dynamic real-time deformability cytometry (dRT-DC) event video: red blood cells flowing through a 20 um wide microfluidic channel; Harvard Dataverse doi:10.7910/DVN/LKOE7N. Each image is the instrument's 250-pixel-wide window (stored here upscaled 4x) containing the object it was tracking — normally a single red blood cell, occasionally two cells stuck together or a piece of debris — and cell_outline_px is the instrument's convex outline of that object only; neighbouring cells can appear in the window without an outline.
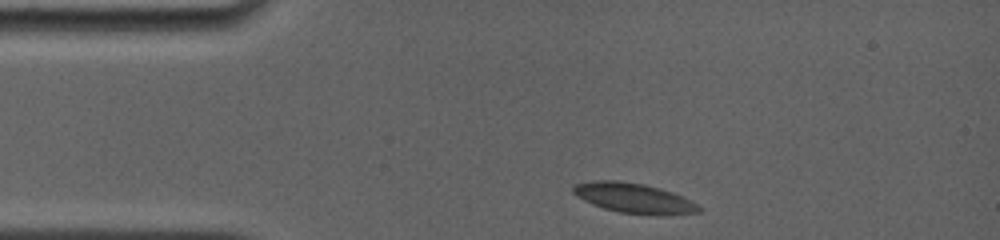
{"species": "common noctule bat (a hibernating species)", "species_latin": "Nyctalus noctula", "temperature_condition": "room temperature", "stored_images_in_passage": 28, "camera_frame_rate_fps": 4000, "um_per_image_px": 0.085, "animal": {"sex": "female", "body_mass_g": 19.0, "forearm_length_mm": 56.7}, "frame": {"image": 1, "passage_image": 1, "time_ms": 0.0, "image_size_px": [1000, 240], "cell_outline_px": [[700, 212], [620, 212], [604, 208], [584, 200], [576, 196], [572, 192], [572, 188], [576, 184], [596, 180], [616, 180], [644, 184], [660, 188], [672, 192], [696, 204], [700, 208]], "centroid_in_image_um": [53.74, 16.77], "position_along_channel_um": 31.3, "area_um2": 20.58}}
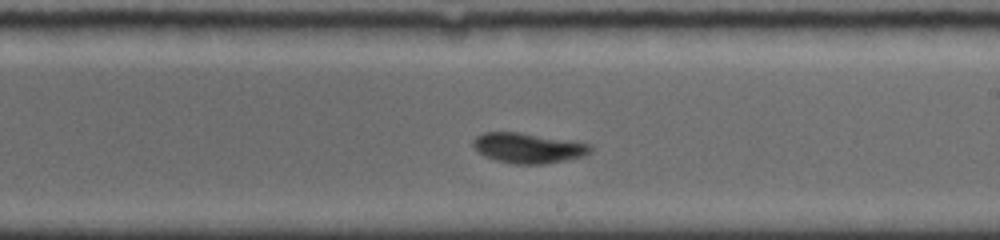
{"frame": {"image": 2, "passage_image": 16, "time_ms": 6.75, "image_size_px": [1000, 240], "cell_outline_px": [[592, 152], [584, 156], [544, 164], [516, 164], [496, 160], [484, 156], [472, 144], [472, 140], [476, 136], [484, 132], [520, 132], [568, 140], [588, 144], [592, 148]], "centroid_in_image_um": [44.88, 12.57], "position_along_channel_um": 244.1, "area_um2": 20.46}}
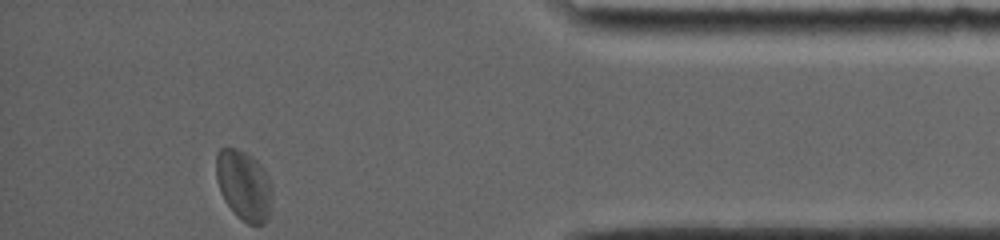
{"frame": {"image": 3, "passage_image": 28, "time_ms": 12.0, "image_size_px": [1000, 240], "cell_outline_px": [[272, 192], [268, 216], [264, 224], [248, 224], [236, 216], [224, 200], [220, 192], [216, 176], [216, 152], [220, 148], [236, 148], [252, 156], [264, 168], [272, 184]], "centroid_in_image_um": [20.72, 15.74], "position_along_channel_um": 414.5, "area_um2": 23.0}, "authors_computed_cell_mechanics": {"area_um2": 20.7791, "velocity_mm_per_s": 3.7259, "shape_relaxation_time_tau1_ms": 1.6293, "shape_relaxation_time_tau2_ms": 1.3776, "deformation_change_tau1": 0.0954, "deformation_change_tau2": 0.051}}